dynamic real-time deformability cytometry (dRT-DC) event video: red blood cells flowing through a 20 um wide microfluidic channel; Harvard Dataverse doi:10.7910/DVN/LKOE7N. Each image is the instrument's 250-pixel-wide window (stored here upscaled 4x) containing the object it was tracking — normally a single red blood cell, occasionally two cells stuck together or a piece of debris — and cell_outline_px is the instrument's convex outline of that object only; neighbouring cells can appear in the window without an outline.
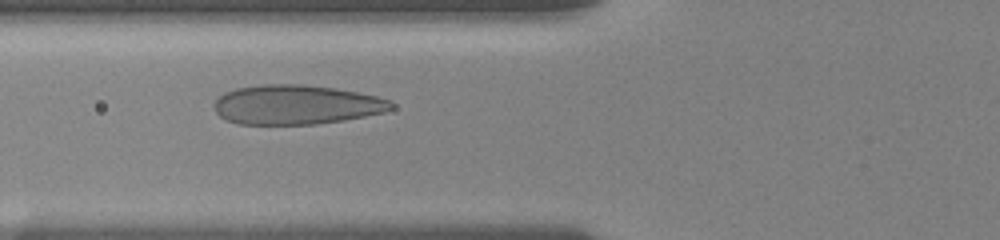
{"species": "human", "species_latin": "Homo sapiens", "temperature_condition": "room temperature", "stored_images_in_passage": 31, "camera_frame_rate_fps": 3000, "um_per_image_px": 0.085, "donor": {"sex": "female"}, "frame": {"image": 1, "passage_image": 10, "time_ms": 4.0, "image_size_px": [1000, 240], "cell_outline_px": [[396, 108], [384, 112], [344, 120], [316, 124], [240, 124], [224, 120], [216, 112], [216, 100], [224, 92], [236, 88], [260, 84], [300, 84], [336, 88], [376, 96], [392, 100], [396, 104]], "centroid_in_image_um": [25.22, 8.89], "position_along_channel_um": 100.6, "area_um2": 40.86}}
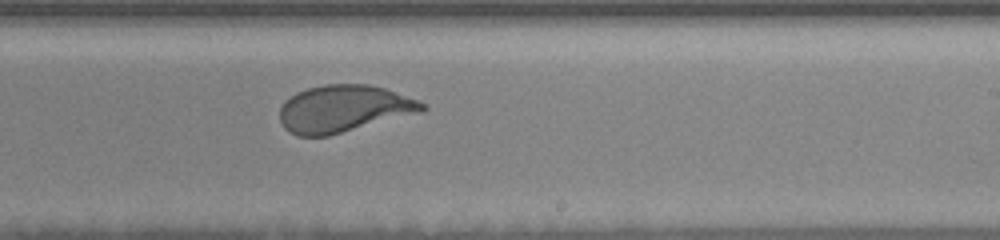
{"frame": {"image": 2, "passage_image": 20, "time_ms": 8.333, "image_size_px": [1000, 240], "cell_outline_px": [[428, 108], [424, 112], [328, 136], [296, 136], [288, 132], [284, 128], [280, 120], [280, 108], [284, 100], [296, 92], [308, 88], [324, 84], [368, 84], [384, 88], [420, 100]], "centroid_in_image_um": [29.23, 9.25], "position_along_channel_um": 259.8, "area_um2": 39.54}}
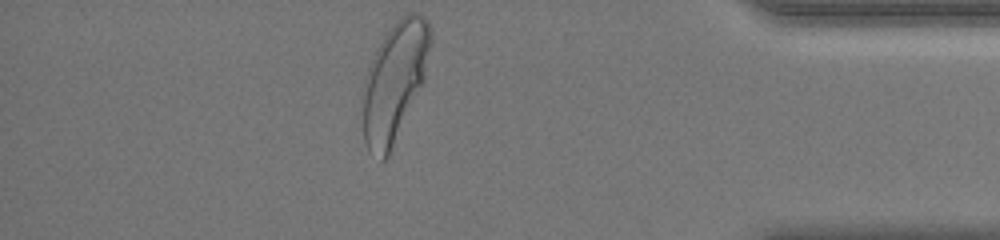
{"frame": {"image": 3, "passage_image": 31, "time_ms": 13.0, "image_size_px": [1000, 240], "cell_outline_px": [[432, 44], [424, 80], [388, 156], [384, 160], [380, 160], [368, 152], [364, 144], [360, 100], [364, 76], [376, 48], [392, 24], [400, 16], [408, 12], [420, 12], [428, 20], [432, 32]], "centroid_in_image_um": [33.5, 6.91], "position_along_channel_um": 401.7, "area_um2": 48.03}, "authors_computed_cell_mechanics": {"area_um2": 40.8068, "velocity_mm_per_s": 3.663, "shape_relaxation_time_tau1_ms": 4.1673, "shape_relaxation_time_tau2_ms": null, "deformation_change_tau1": 0.1564, "deformation_change_tau2": null}}